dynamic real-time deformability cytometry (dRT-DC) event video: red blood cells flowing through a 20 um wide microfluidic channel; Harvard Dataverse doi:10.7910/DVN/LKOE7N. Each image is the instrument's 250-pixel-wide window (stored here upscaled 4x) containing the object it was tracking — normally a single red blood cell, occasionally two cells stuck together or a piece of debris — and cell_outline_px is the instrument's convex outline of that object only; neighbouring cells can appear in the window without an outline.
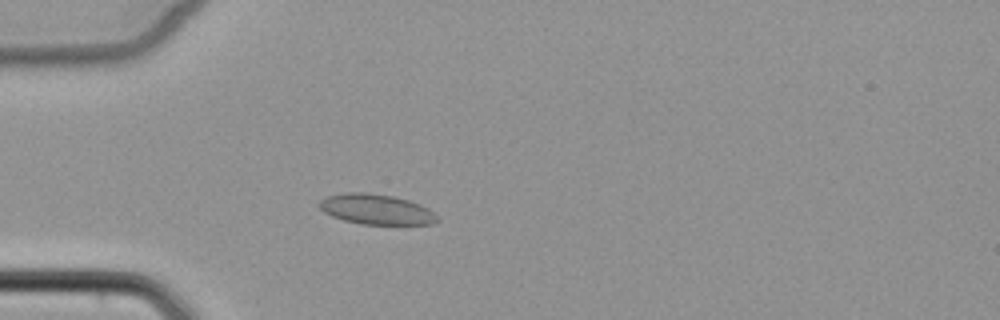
{"species": "common noctule bat (a hibernating species)", "species_latin": "Nyctalus noctula", "temperature_condition": "cold", "stored_images_in_passage": 4, "camera_frame_rate_fps": 3000, "um_per_image_px": 0.085, "animal": {"sex": "female", "body_mass_g": 22.7, "forearm_length_mm": 54.2}, "frame": {"image": 1, "passage_image": 4, "time_ms": 4.333, "image_size_px": [1000, 320], "cell_outline_px": [[440, 220], [432, 224], [360, 224], [344, 220], [332, 216], [324, 212], [316, 204], [324, 196], [344, 192], [368, 192], [392, 196], [408, 200], [420, 204], [428, 208]], "centroid_in_image_um": [31.93, 17.78], "position_along_channel_um": 53.1, "area_um2": 20.92}}